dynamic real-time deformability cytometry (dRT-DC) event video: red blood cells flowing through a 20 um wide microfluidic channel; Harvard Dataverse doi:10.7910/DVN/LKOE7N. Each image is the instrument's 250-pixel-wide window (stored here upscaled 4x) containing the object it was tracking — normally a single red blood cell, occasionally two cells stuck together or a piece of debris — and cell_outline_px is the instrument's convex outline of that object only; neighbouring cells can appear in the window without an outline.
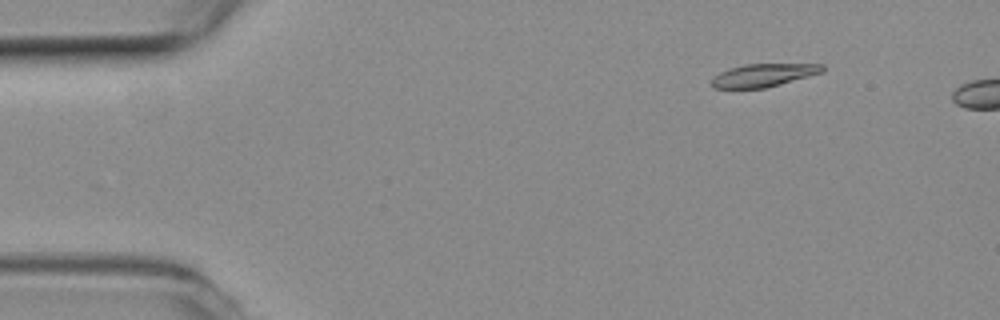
{"species": "common noctule bat (a hibernating species)", "species_latin": "Nyctalus noctula", "temperature_condition": "room temperature", "stored_images_in_passage": 3, "camera_frame_rate_fps": 3000, "um_per_image_px": 0.085, "animal": {"sex": "female", "body_mass_g": 19.3, "forearm_length_mm": 54.1}, "frame": {"image": 1, "passage_image": 2, "time_ms": 0.333, "image_size_px": [1000, 320], "cell_outline_px": [[824, 72], [780, 84], [764, 88], [712, 88], [712, 80], [720, 72], [744, 64], [824, 64]], "centroid_in_image_um": [64.93, 6.39], "position_along_channel_um": 20.1, "area_um2": 14.62}}